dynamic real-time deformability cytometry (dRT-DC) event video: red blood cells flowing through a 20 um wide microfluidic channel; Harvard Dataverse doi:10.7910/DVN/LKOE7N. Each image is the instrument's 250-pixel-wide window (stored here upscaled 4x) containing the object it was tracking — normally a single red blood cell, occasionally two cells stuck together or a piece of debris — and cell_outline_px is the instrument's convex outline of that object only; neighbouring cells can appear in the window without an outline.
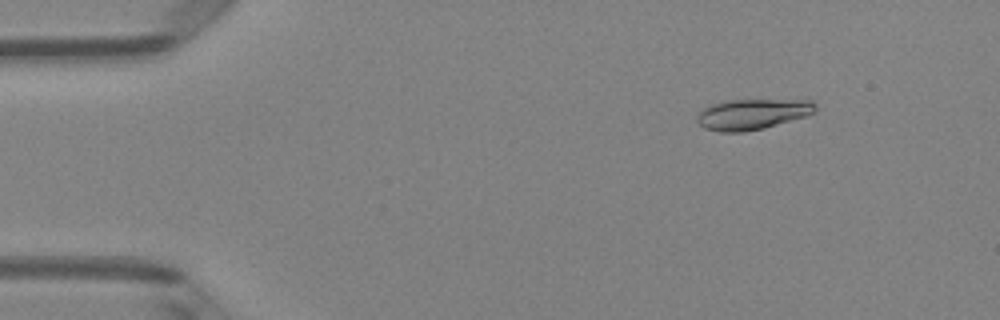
{"species": "Egyptian fruit bat (a non-hibernating species)", "species_latin": "Rousettus aegyptiacus", "temperature_condition": "room temperature", "stored_images_in_passage": 46, "camera_frame_rate_fps": 3000, "um_per_image_px": 0.085, "animal": {"sex": "female"}, "frame": {"image": 1, "passage_image": 2, "time_ms": 0.333, "image_size_px": [1000, 320], "cell_outline_px": [[816, 112], [808, 116], [764, 128], [744, 132], [720, 132], [704, 128], [696, 120], [696, 116], [704, 108], [712, 104], [728, 100], [812, 100], [816, 104]], "centroid_in_image_um": [63.98, 9.71], "position_along_channel_um": 21.0, "area_um2": 21.21}}
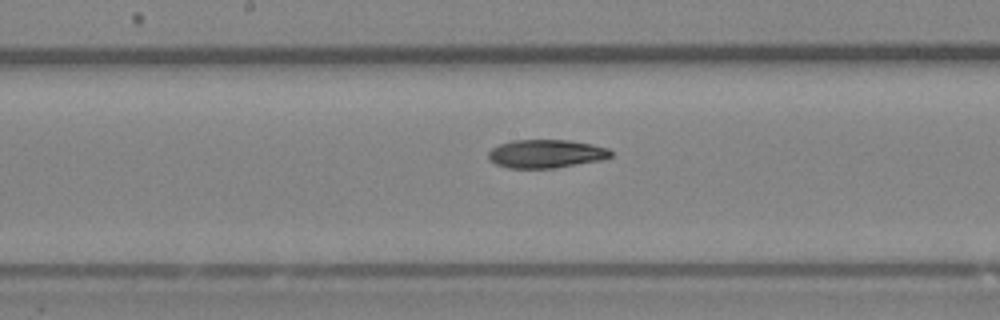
{"frame": {"image": 2, "passage_image": 22, "time_ms": 7.0, "image_size_px": [1000, 320], "cell_outline_px": [[612, 156], [604, 160], [552, 168], [508, 168], [496, 164], [488, 160], [488, 152], [492, 148], [500, 144], [512, 140], [568, 140], [592, 144], [608, 148], [612, 152]], "centroid_in_image_um": [46.42, 13.07], "position_along_channel_um": 201.8, "area_um2": 20.35}}
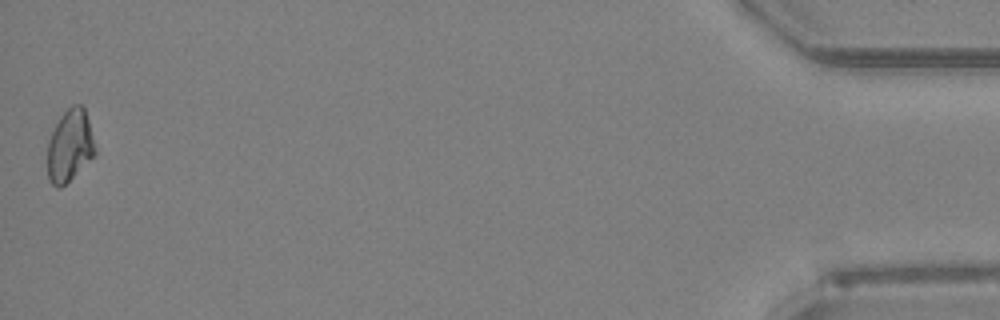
{"frame": {"image": 3, "passage_image": 46, "time_ms": 15.0, "image_size_px": [1000, 320], "cell_outline_px": [[96, 152], [60, 188], [56, 188], [48, 180], [48, 140], [60, 116], [72, 104], [80, 104], [84, 108], [88, 120]], "centroid_in_image_um": [5.9, 12.36], "position_along_channel_um": 429.3, "area_um2": 19.42}}